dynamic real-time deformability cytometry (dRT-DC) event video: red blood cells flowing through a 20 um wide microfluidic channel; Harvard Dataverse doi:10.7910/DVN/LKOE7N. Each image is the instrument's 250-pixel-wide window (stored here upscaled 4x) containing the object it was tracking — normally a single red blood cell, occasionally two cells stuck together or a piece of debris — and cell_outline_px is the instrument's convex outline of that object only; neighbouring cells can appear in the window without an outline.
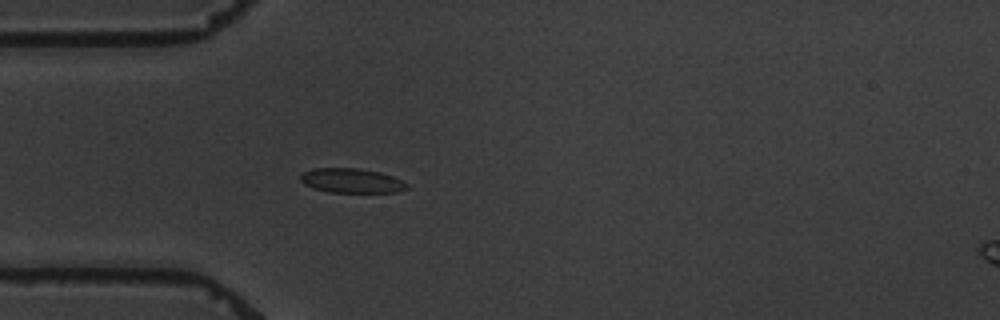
{"species": "common noctule bat (a hibernating species)", "species_latin": "Nyctalus noctula", "temperature_condition": "warm", "stored_images_in_passage": 2, "camera_frame_rate_fps": 3000, "um_per_image_px": 0.085, "animal": {"sex": "male", "body_mass_g": 19.5, "forearm_length_mm": 54.6}, "frame": {"image": 1, "passage_image": 2, "time_ms": 1.0, "image_size_px": [1000, 320], "cell_outline_px": [[408, 188], [396, 192], [328, 192], [304, 184], [300, 180], [300, 176], [304, 172], [312, 168], [356, 168], [380, 172], [392, 176], [408, 184]], "centroid_in_image_um": [29.87, 15.35], "position_along_channel_um": 55.1, "area_um2": 15.03}}